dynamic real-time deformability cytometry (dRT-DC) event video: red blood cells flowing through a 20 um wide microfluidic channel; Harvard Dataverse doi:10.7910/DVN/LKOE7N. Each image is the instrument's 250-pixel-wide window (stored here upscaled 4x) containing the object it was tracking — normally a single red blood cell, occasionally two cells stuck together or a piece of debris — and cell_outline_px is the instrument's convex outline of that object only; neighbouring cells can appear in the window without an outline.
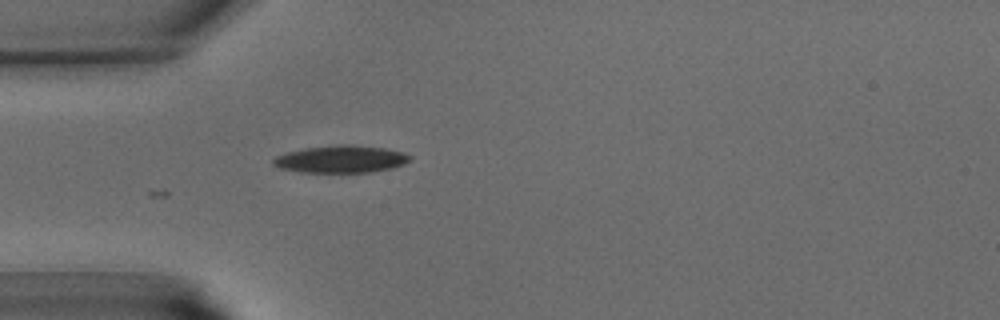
{"species": "common noctule bat (a hibernating species)", "species_latin": "Nyctalus noctula", "temperature_condition": "warm", "stored_images_in_passage": 8, "camera_frame_rate_fps": 3000, "um_per_image_px": 0.085, "animal": {"sex": "male", "body_mass_g": 15.6}, "frame": {"image": 1, "passage_image": 8, "time_ms": 2.333, "image_size_px": [1000, 320], "cell_outline_px": [[412, 160], [404, 164], [392, 168], [372, 172], [300, 172], [280, 168], [272, 164], [272, 160], [276, 156], [288, 152], [304, 148], [336, 144], [352, 144], [384, 148], [404, 152], [412, 156]], "centroid_in_image_um": [29.01, 13.52], "position_along_channel_um": 56.0, "area_um2": 21.96}}